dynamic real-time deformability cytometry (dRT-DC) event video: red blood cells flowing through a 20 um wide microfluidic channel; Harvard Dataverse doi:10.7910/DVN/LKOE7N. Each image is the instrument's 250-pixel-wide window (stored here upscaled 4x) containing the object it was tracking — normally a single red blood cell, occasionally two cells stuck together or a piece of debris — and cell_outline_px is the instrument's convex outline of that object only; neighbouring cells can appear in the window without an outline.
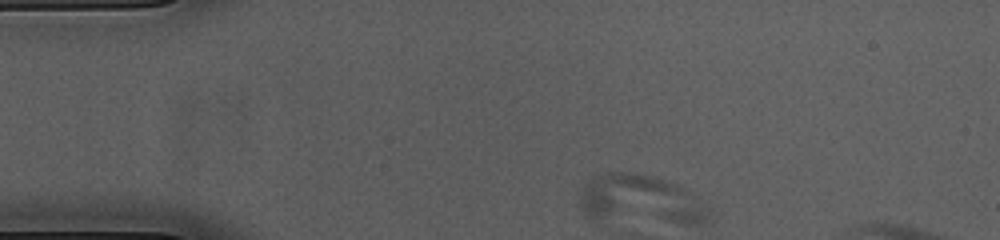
{"species": "common noctule bat (a hibernating species)", "species_latin": "Nyctalus noctula", "temperature_condition": "cold", "stored_images_in_passage": 1, "camera_frame_rate_fps": 3000, "um_per_image_px": 0.085, "animal": {"sex": "female", "body_mass_g": 23.0, "forearm_length_mm": 53.4}, "frame": {"image": 1, "passage_image": 1, "time_ms": 0.0, "image_size_px": [1000, 240], "cell_outline_px": [[712, 220], [704, 224], [684, 224], [588, 220], [584, 216], [580, 196], [580, 192], [588, 180], [592, 176], [600, 172], [628, 172], [652, 176], [676, 184], [684, 188], [704, 204]], "centroid_in_image_um": [54.4, 17.02], "position_along_channel_um": 30.6, "area_um2": 37.97}}